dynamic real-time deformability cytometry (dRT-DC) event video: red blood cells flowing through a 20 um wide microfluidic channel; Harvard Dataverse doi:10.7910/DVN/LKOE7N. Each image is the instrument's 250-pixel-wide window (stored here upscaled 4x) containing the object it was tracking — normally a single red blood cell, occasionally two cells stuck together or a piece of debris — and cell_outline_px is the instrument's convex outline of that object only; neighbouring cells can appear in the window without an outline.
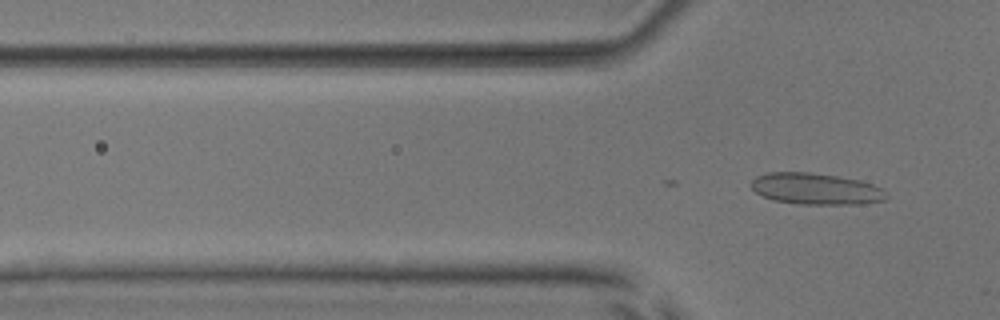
{"species": "common noctule bat (a hibernating species)", "species_latin": "Nyctalus noctula", "temperature_condition": "room temperature", "stored_images_in_passage": 15, "camera_frame_rate_fps": 3000, "um_per_image_px": 0.085, "animal": {"sex": "male", "body_mass_g": 17.9, "forearm_length_mm": 54.2}, "frame": {"image": 1, "passage_image": 15, "time_ms": 4.667, "image_size_px": [1000, 320], "cell_outline_px": [[888, 196], [884, 200], [860, 204], [796, 204], [772, 200], [756, 192], [748, 184], [756, 176], [768, 172], [808, 172], [836, 176], [860, 180], [884, 188]], "centroid_in_image_um": [69.34, 16.05], "position_along_channel_um": 56.5, "area_um2": 24.91}}